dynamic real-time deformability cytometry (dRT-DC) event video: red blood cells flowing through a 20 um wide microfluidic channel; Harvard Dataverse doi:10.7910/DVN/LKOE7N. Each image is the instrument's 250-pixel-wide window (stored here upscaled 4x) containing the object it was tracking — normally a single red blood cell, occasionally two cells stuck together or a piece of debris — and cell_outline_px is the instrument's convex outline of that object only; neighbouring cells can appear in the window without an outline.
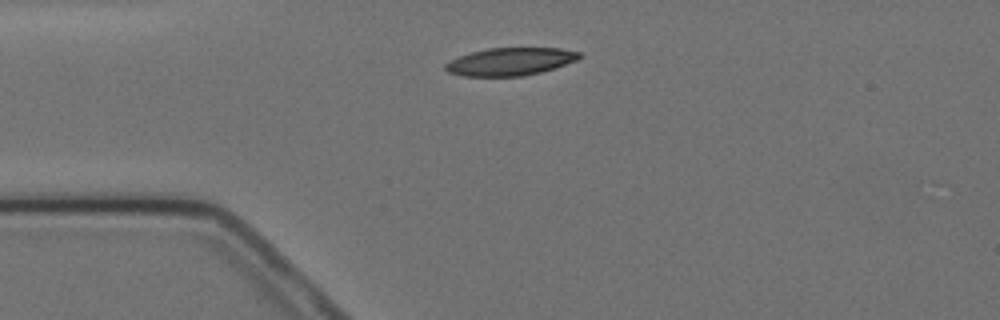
{"species": "Egyptian fruit bat (a non-hibernating species)", "species_latin": "Rousettus aegyptiacus", "temperature_condition": "cold", "stored_images_in_passage": 12, "camera_frame_rate_fps": 3000, "um_per_image_px": 0.085, "animal": {"sex": "female"}, "frame": {"image": 1, "passage_image": 1, "time_ms": 0.0, "image_size_px": [1000, 320], "cell_outline_px": [[580, 56], [576, 60], [540, 72], [524, 76], [460, 76], [448, 72], [444, 68], [444, 64], [460, 56], [472, 52], [488, 48], [560, 48], [580, 52]], "centroid_in_image_um": [43.33, 5.24], "position_along_channel_um": 41.7, "area_um2": 21.39}}
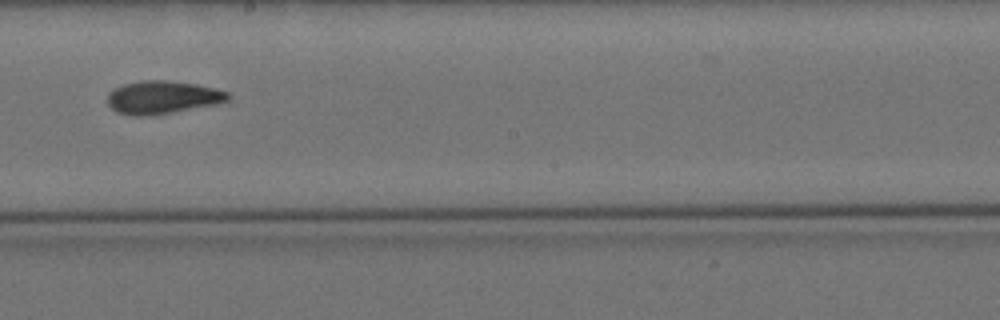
{"frame": {"image": 2, "passage_image": 6, "time_ms": 6.0, "image_size_px": [1000, 320], "cell_outline_px": [[232, 96], [228, 100], [216, 104], [172, 112], [148, 116], [136, 116], [116, 112], [108, 104], [108, 92], [112, 88], [124, 84], [140, 80], [164, 80], [196, 84], [216, 88], [228, 92]], "centroid_in_image_um": [13.8, 8.26], "position_along_channel_um": 234.4, "area_um2": 23.24}}
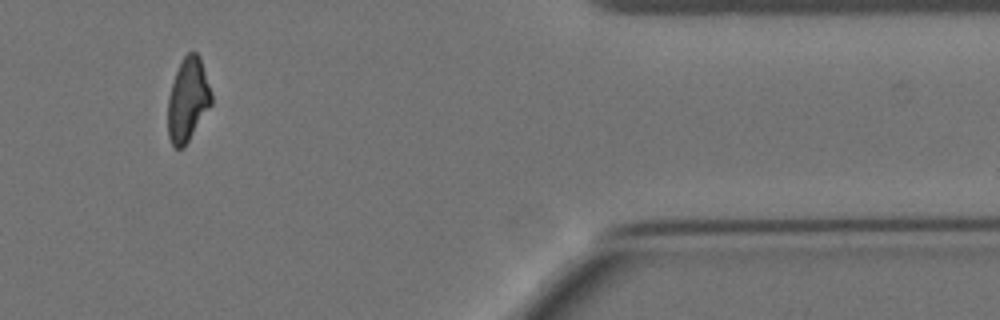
{"frame": {"image": 3, "passage_image": 10, "time_ms": 11.667, "image_size_px": [1000, 320], "cell_outline_px": [[212, 104], [184, 148], [176, 148], [172, 144], [168, 136], [168, 96], [176, 72], [184, 56], [188, 52], [196, 52], [200, 56], [212, 96]], "centroid_in_image_um": [15.96, 8.5], "position_along_channel_um": 395.4, "area_um2": 21.04}, "authors_computed_cell_mechanics": {"area_um2": 21.9929, "velocity_mm_per_s": 3.5, "shape_relaxation_time_tau1_ms": null, "shape_relaxation_time_tau2_ms": 8.5841, "deformation_change_tau1": null, "deformation_change_tau2": 0.1718}}